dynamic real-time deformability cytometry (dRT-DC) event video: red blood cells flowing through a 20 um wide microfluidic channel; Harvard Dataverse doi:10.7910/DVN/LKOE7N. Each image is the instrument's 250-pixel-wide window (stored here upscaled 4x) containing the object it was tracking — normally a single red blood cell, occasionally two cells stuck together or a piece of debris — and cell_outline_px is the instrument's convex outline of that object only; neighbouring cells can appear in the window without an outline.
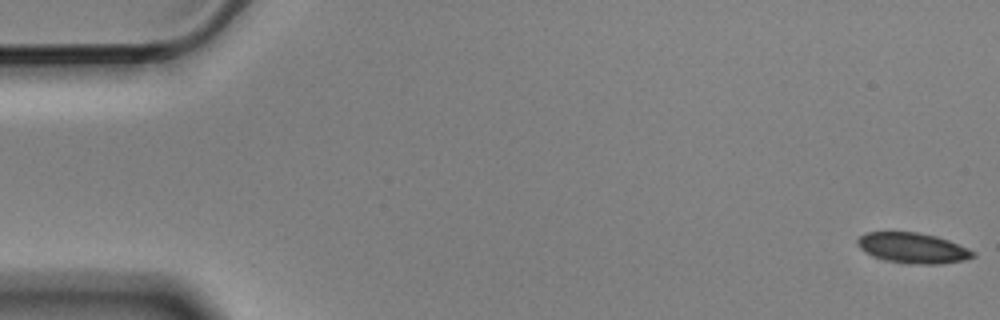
{"species": "Egyptian fruit bat (a non-hibernating species)", "species_latin": "Rousettus aegyptiacus", "temperature_condition": "cold", "stored_images_in_passage": 5, "camera_frame_rate_fps": 3000, "um_per_image_px": 0.085, "animal": {"sex": "male"}, "frame": {"image": 1, "passage_image": 1, "time_ms": 0.0, "image_size_px": [1000, 320], "cell_outline_px": [[976, 256], [964, 260], [940, 264], [916, 264], [888, 260], [872, 256], [864, 252], [856, 244], [856, 240], [864, 232], [916, 232], [936, 236], [948, 240], [968, 248], [976, 252]], "centroid_in_image_um": [77.58, 21.07], "position_along_channel_um": 7.4, "area_um2": 20.46}}